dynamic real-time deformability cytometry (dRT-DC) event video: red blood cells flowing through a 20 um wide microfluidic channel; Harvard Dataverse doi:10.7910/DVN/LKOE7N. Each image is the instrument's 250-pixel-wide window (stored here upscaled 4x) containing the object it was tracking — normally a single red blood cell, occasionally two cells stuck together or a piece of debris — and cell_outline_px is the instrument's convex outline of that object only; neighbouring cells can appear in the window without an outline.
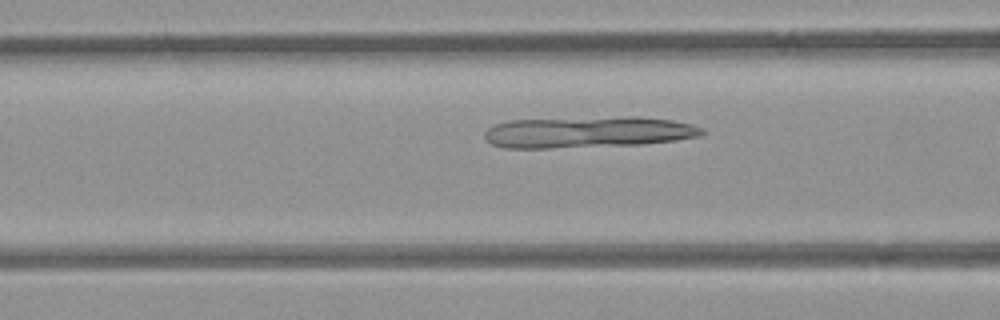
{"species": "common noctule bat (a hibernating species)", "species_latin": "Nyctalus noctula", "temperature_condition": "room temperature", "stored_images_in_passage": 16, "camera_frame_rate_fps": 3000, "um_per_image_px": 0.085, "animal": {"sex": "female", "body_mass_g": 21.9}, "frame": {"image": 1, "passage_image": 7, "time_ms": 2.0, "image_size_px": [1000, 320], "cell_outline_px": [[708, 132], [700, 136], [676, 140], [640, 144], [548, 148], [504, 148], [492, 144], [484, 136], [484, 132], [488, 128], [496, 124], [508, 120], [628, 116], [640, 116], [672, 120], [692, 124], [704, 128]], "centroid_in_image_um": [50.02, 11.22], "position_along_channel_um": 116.6, "area_um2": 39.88}}
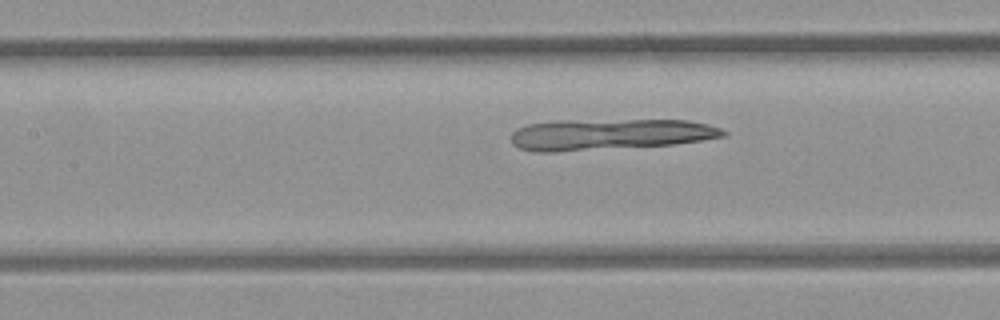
{"frame": {"image": 2, "passage_image": 10, "time_ms": 3.0, "image_size_px": [1000, 320], "cell_outline_px": [[728, 136], [676, 144], [556, 152], [536, 152], [520, 148], [512, 144], [512, 132], [516, 128], [528, 124], [560, 120], [688, 120], [708, 124], [720, 128], [728, 132]], "centroid_in_image_um": [51.84, 11.42], "position_along_channel_um": 155.6, "area_um2": 38.73}}
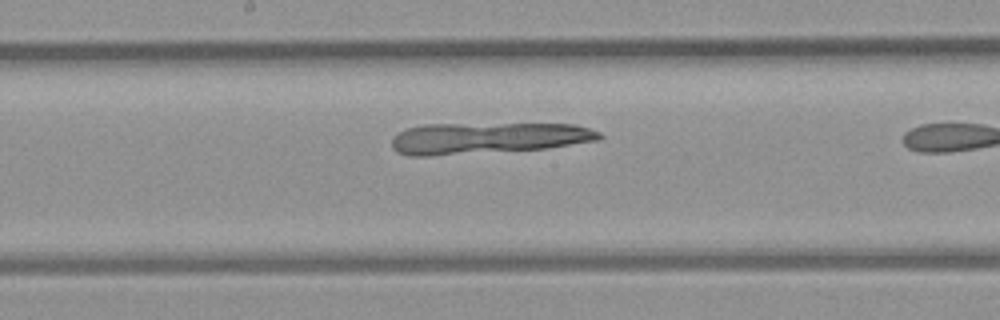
{"frame": {"image": 3, "passage_image": 14, "time_ms": 4.333, "image_size_px": [1000, 320], "cell_outline_px": [[604, 136], [600, 140], [544, 148], [428, 156], [408, 156], [396, 152], [392, 148], [392, 140], [400, 132], [408, 128], [424, 124], [572, 124], [588, 128], [600, 132]], "centroid_in_image_um": [41.44, 11.74], "position_along_channel_um": 206.8, "area_um2": 37.63}}